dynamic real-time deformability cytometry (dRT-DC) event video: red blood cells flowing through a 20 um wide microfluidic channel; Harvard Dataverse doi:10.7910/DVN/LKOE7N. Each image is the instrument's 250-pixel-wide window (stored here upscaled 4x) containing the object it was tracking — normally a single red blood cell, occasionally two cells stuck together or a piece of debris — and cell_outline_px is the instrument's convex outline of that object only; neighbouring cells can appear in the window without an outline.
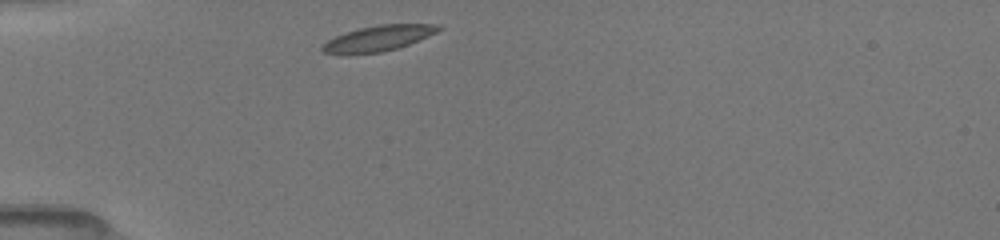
{"species": "common noctule bat (a hibernating species)", "species_latin": "Nyctalus noctula", "temperature_condition": "room temperature", "stored_images_in_passage": 17, "camera_frame_rate_fps": 3000, "um_per_image_px": 0.085, "animal": {"sex": "female", "body_mass_g": 19.5, "forearm_length_mm": 54.1}, "frame": {"image": 1, "passage_image": 1, "time_ms": 0.0, "image_size_px": [1000, 240], "cell_outline_px": [[444, 28], [428, 36], [408, 44], [396, 48], [380, 52], [348, 56], [324, 52], [320, 48], [328, 40], [344, 32], [360, 28], [380, 24], [440, 24]], "centroid_in_image_um": [32.13, 3.27], "position_along_channel_um": 52.9, "area_um2": 17.46}}
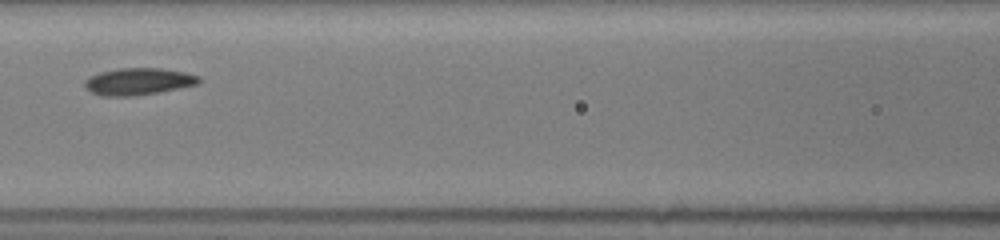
{"frame": {"image": 2, "passage_image": 5, "time_ms": 3.0, "image_size_px": [1000, 240], "cell_outline_px": [[200, 84], [160, 92], [136, 96], [100, 96], [84, 88], [84, 80], [88, 76], [100, 72], [120, 68], [160, 68], [184, 72], [200, 76]], "centroid_in_image_um": [11.74, 6.93], "position_along_channel_um": 154.9, "area_um2": 18.21}}
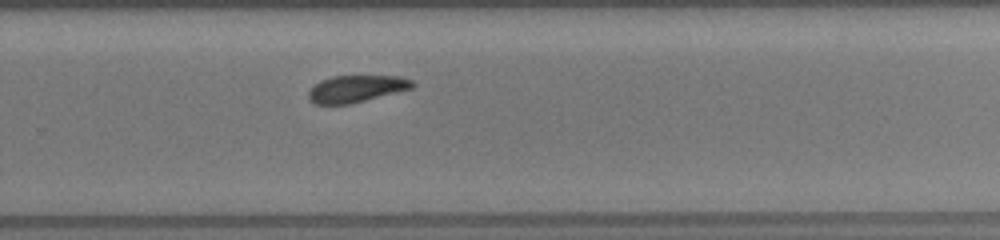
{"frame": {"image": 3, "passage_image": 17, "time_ms": 6.667, "image_size_px": [1000, 240], "cell_outline_px": [[416, 84], [412, 88], [352, 104], [316, 104], [308, 100], [308, 92], [320, 80], [332, 76], [400, 76], [412, 80]], "centroid_in_image_um": [30.29, 7.54], "position_along_channel_um": 299.5, "area_um2": 16.36}}